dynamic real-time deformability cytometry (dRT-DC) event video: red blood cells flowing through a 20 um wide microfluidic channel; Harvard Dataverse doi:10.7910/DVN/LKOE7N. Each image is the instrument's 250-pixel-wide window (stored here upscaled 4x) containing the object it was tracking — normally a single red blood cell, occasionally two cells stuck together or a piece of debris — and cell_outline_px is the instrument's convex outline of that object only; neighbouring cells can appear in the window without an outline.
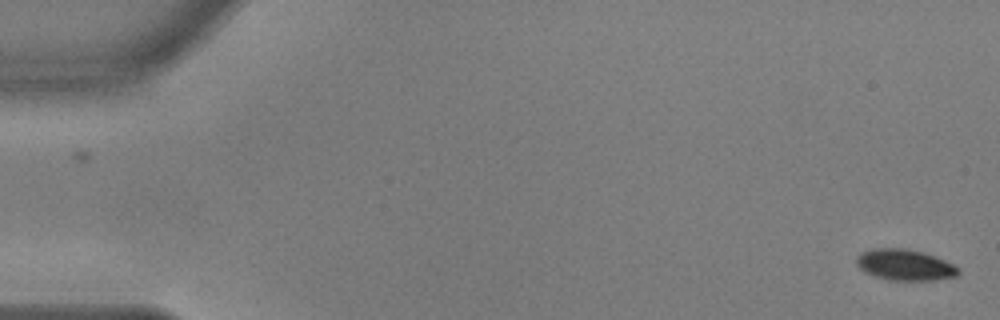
{"species": "common noctule bat (a hibernating species)", "species_latin": "Nyctalus noctula", "temperature_condition": "warm", "stored_images_in_passage": 23, "camera_frame_rate_fps": 3000, "um_per_image_px": 0.085, "animal": {"sex": "male", "body_mass_g": 17.9, "forearm_length_mm": 54.2}, "frame": {"image": 1, "passage_image": 1, "time_ms": 0.0, "image_size_px": [1000, 320], "cell_outline_px": [[960, 272], [956, 276], [936, 280], [892, 280], [876, 276], [864, 272], [856, 264], [856, 256], [860, 252], [872, 248], [904, 248], [924, 252], [944, 260], [960, 268]], "centroid_in_image_um": [76.9, 22.5], "position_along_channel_um": 8.1, "area_um2": 18.5}}
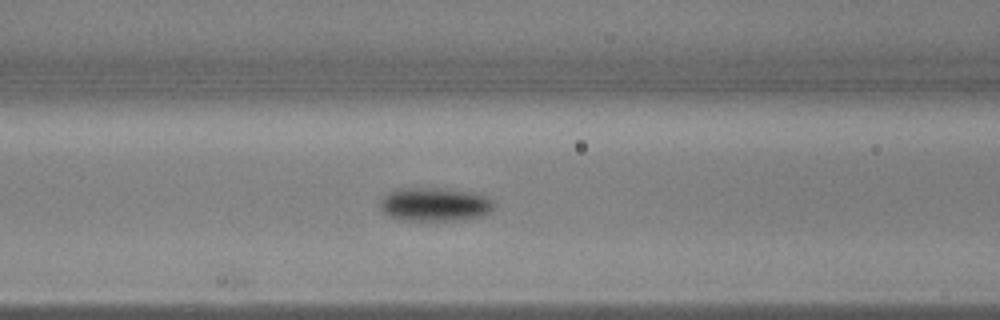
{"frame": {"image": 2, "passage_image": 23, "time_ms": 7.333, "image_size_px": [1000, 320], "cell_outline_px": [[496, 204], [484, 216], [460, 220], [396, 220], [388, 216], [380, 208], [380, 200], [388, 192], [396, 188], [436, 188], [472, 192], [484, 196], [492, 200]], "centroid_in_image_um": [36.92, 17.38], "position_along_channel_um": 129.7, "area_um2": 22.43}}